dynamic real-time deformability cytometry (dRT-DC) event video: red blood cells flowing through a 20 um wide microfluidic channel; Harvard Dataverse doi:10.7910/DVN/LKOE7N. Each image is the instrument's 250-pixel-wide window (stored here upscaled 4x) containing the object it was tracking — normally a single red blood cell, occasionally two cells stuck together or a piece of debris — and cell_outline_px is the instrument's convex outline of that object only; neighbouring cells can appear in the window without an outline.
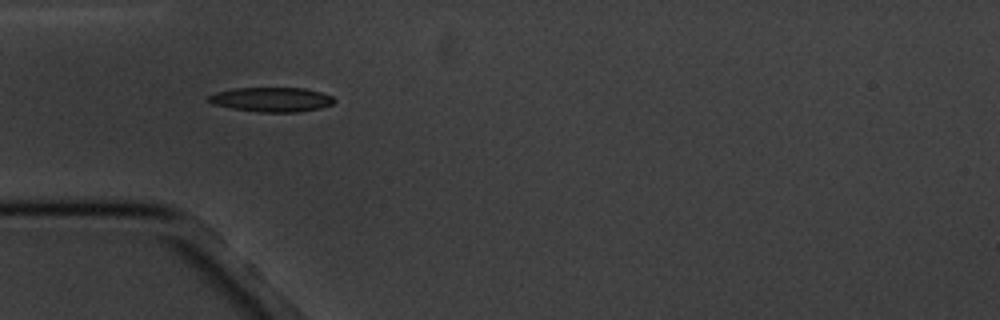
{"species": "common noctule bat (a hibernating species)", "species_latin": "Nyctalus noctula", "temperature_condition": "cold", "stored_images_in_passage": 2, "camera_frame_rate_fps": 3000, "um_per_image_px": 0.085, "animal": {"sex": "male", "body_mass_g": 20.1, "forearm_length_mm": 53.5}, "frame": {"image": 1, "passage_image": 1, "time_ms": 0.0, "image_size_px": [1000, 320], "cell_outline_px": [[336, 100], [332, 104], [320, 108], [300, 112], [260, 112], [232, 108], [212, 104], [208, 100], [208, 96], [216, 92], [232, 88], [304, 88], [320, 92], [332, 96]], "centroid_in_image_um": [23.09, 8.46], "position_along_channel_um": 61.9, "area_um2": 17.92}}
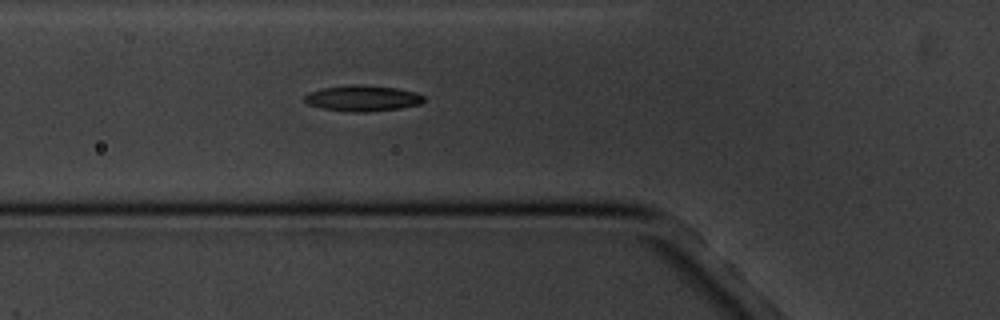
{"frame": {"image": 2, "passage_image": 2, "time_ms": 1.0, "image_size_px": [1000, 320], "cell_outline_px": [[424, 100], [420, 104], [400, 108], [368, 112], [352, 112], [324, 108], [308, 104], [304, 100], [304, 96], [308, 92], [320, 88], [352, 84], [364, 84], [396, 88], [416, 92], [424, 96]], "centroid_in_image_um": [30.81, 8.34], "position_along_channel_um": 95.0, "area_um2": 18.09}}